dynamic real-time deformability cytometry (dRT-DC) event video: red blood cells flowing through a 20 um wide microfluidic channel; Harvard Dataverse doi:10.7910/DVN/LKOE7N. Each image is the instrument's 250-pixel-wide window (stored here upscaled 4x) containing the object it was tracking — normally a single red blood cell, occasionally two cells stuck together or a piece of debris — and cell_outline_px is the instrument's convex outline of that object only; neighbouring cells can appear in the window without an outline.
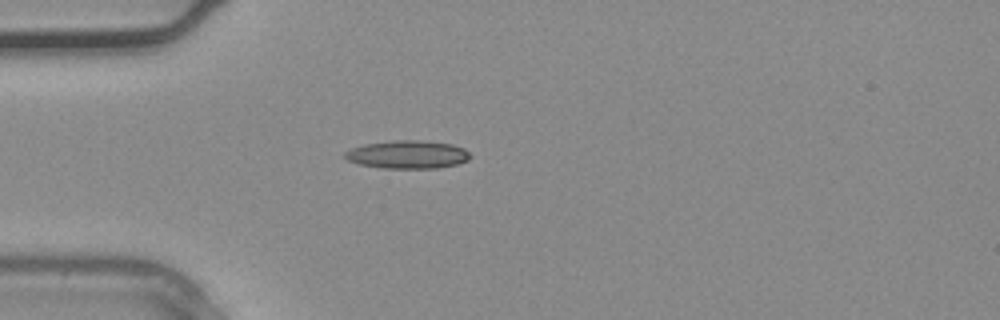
{"species": "common noctule bat (a hibernating species)", "species_latin": "Nyctalus noctula", "temperature_condition": "warm", "stored_images_in_passage": 27, "camera_frame_rate_fps": 3000, "um_per_image_px": 0.085, "animal": {"sex": "male", "body_mass_g": 20.4}, "frame": {"image": 1, "passage_image": 1, "time_ms": 0.0, "image_size_px": [1000, 320], "cell_outline_px": [[472, 156], [468, 160], [456, 164], [436, 168], [384, 168], [360, 164], [348, 160], [340, 156], [344, 152], [352, 148], [364, 144], [392, 140], [420, 140], [452, 144], [464, 148]], "centroid_in_image_um": [34.62, 13.13], "position_along_channel_um": 50.4, "area_um2": 20.58}}